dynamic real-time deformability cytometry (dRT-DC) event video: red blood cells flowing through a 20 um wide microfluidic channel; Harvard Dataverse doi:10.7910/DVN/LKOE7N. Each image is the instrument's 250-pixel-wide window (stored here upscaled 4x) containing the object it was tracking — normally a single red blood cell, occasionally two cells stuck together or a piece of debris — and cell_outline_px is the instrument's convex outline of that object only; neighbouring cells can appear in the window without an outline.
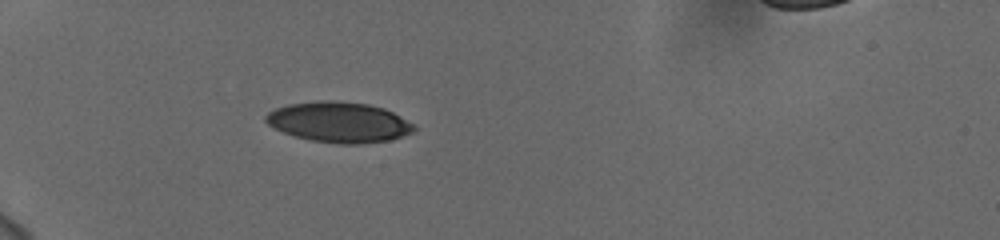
{"species": "human", "species_latin": "Homo sapiens", "temperature_condition": "cold", "stored_images_in_passage": 38, "camera_frame_rate_fps": 3000, "um_per_image_px": 0.085, "donor": {"sex": "female"}, "frame": {"image": 1, "passage_image": 1, "time_ms": 0.0, "image_size_px": [1000, 240], "cell_outline_px": [[416, 128], [412, 132], [388, 140], [360, 144], [340, 144], [312, 140], [296, 136], [284, 132], [268, 124], [264, 120], [264, 116], [268, 112], [276, 108], [288, 104], [316, 100], [332, 100], [368, 104], [384, 108], [416, 124]], "centroid_in_image_um": [28.81, 10.37], "position_along_channel_um": 56.2, "area_um2": 34.85}}
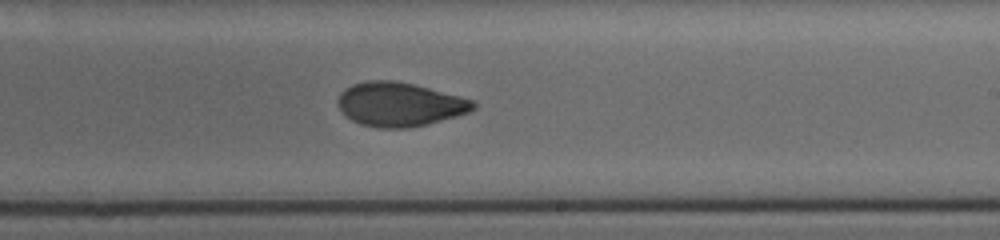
{"frame": {"image": 2, "passage_image": 19, "time_ms": 6.0, "image_size_px": [1000, 240], "cell_outline_px": [[476, 108], [468, 112], [456, 116], [428, 124], [408, 128], [380, 128], [360, 124], [352, 120], [336, 104], [336, 100], [340, 92], [344, 88], [352, 84], [368, 80], [396, 80], [476, 100]], "centroid_in_image_um": [33.96, 8.86], "position_along_channel_um": 255.0, "area_um2": 34.8}}
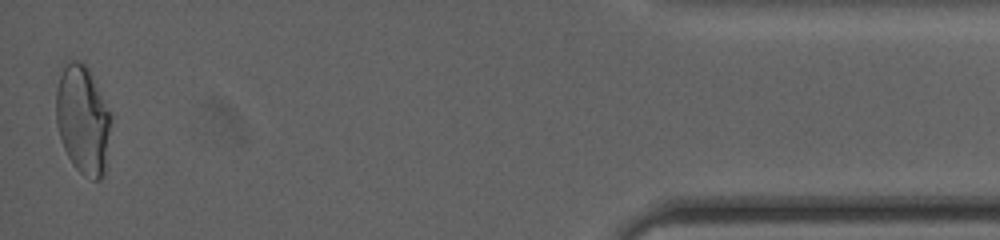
{"frame": {"image": 3, "passage_image": 38, "time_ms": 12.333, "image_size_px": [1000, 240], "cell_outline_px": [[112, 116], [104, 176], [100, 180], [92, 180], [84, 176], [72, 164], [64, 148], [56, 124], [56, 92], [64, 60], [68, 56], [80, 60], [88, 68]], "centroid_in_image_um": [7.03, 10.15], "position_along_channel_um": 428.2, "area_um2": 35.14}, "authors_computed_cell_mechanics": {"area_um2": 34.8245, "velocity_mm_per_s": 3.7442, "shape_relaxation_time_tau1_ms": null, "shape_relaxation_time_tau2_ms": 1.7975, "deformation_change_tau1": null, "deformation_change_tau2": 0.0648}}